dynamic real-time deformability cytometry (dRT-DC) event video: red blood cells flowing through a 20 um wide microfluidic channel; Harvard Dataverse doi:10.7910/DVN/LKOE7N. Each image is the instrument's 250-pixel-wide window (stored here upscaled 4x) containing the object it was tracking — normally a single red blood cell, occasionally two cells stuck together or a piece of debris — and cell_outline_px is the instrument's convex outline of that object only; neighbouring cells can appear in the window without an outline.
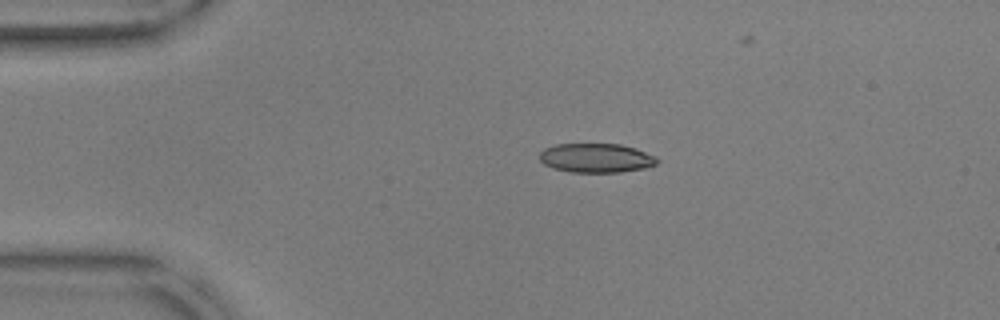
{"species": "common noctule bat (a hibernating species)", "species_latin": "Nyctalus noctula", "temperature_condition": "warm", "stored_images_in_passage": 38, "camera_frame_rate_fps": 3000, "um_per_image_px": 0.085, "animal": {"sex": "male", "body_mass_g": 17.9, "forearm_length_mm": 54.2}, "frame": {"image": 1, "passage_image": 1, "time_ms": 0.0, "image_size_px": [1000, 320], "cell_outline_px": [[660, 160], [656, 164], [648, 168], [620, 172], [568, 172], [552, 168], [544, 164], [540, 160], [540, 152], [544, 148], [556, 144], [620, 144], [636, 148], [656, 156]], "centroid_in_image_um": [50.7, 13.43], "position_along_channel_um": 34.3, "area_um2": 20.23}}
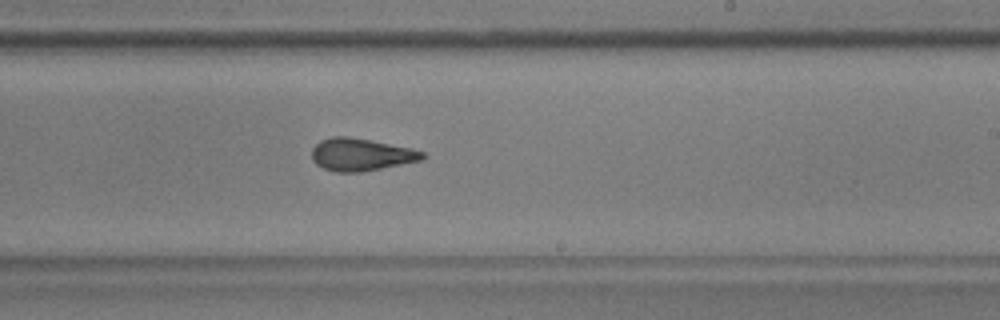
{"frame": {"image": 2, "passage_image": 23, "time_ms": 7.333, "image_size_px": [1000, 320], "cell_outline_px": [[428, 156], [424, 160], [360, 172], [336, 172], [324, 168], [316, 164], [312, 160], [312, 148], [320, 140], [332, 136], [348, 136], [412, 148], [424, 152]], "centroid_in_image_um": [30.71, 13.13], "position_along_channel_um": 258.3, "area_um2": 21.04}}
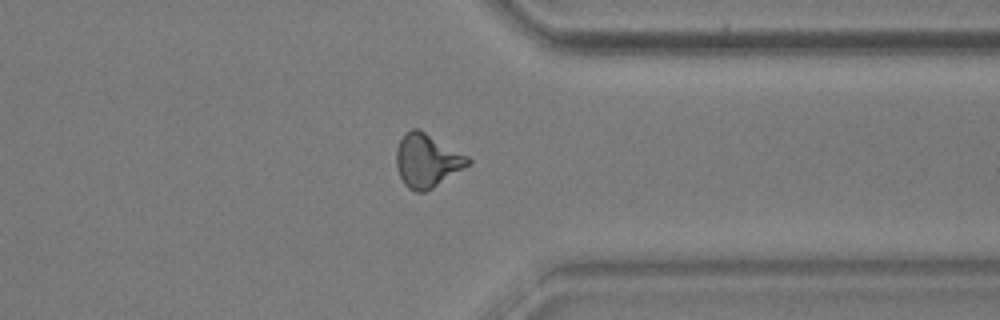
{"frame": {"image": 3, "passage_image": 33, "time_ms": 10.667, "image_size_px": [1000, 320], "cell_outline_px": [[472, 160], [464, 168], [432, 188], [424, 192], [416, 192], [408, 188], [404, 184], [400, 176], [396, 164], [396, 148], [400, 140], [412, 128], [420, 128], [468, 156]], "centroid_in_image_um": [36.29, 13.64], "position_along_channel_um": 375.1, "area_um2": 22.2}}